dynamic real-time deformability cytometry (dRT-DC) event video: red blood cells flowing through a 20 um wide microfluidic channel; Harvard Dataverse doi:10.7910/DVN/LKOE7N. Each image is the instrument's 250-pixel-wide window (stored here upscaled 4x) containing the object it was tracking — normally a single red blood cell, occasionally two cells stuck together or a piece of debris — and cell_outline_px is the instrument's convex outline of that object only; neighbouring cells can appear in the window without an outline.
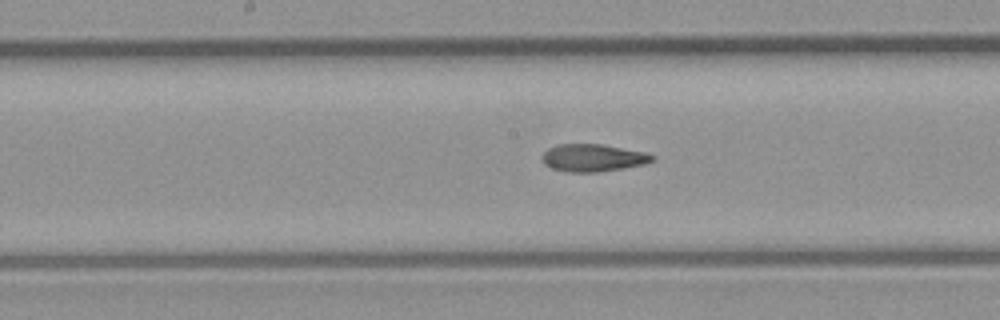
{"species": "common noctule bat (a hibernating species)", "species_latin": "Nyctalus noctula", "temperature_condition": "room temperature", "stored_images_in_passage": 41, "camera_frame_rate_fps": 3000, "um_per_image_px": 0.085, "animal": {"sex": "male", "body_mass_g": 23.1, "forearm_length_mm": 52.7}, "frame": {"image": 1, "passage_image": 24, "time_ms": 7.667, "image_size_px": [1000, 320], "cell_outline_px": [[656, 156], [652, 160], [644, 164], [624, 168], [596, 172], [568, 172], [552, 168], [544, 164], [540, 160], [540, 156], [548, 148], [560, 144], [600, 144], [644, 152]], "centroid_in_image_um": [50.35, 13.42], "position_along_channel_um": 197.9, "area_um2": 17.57}}
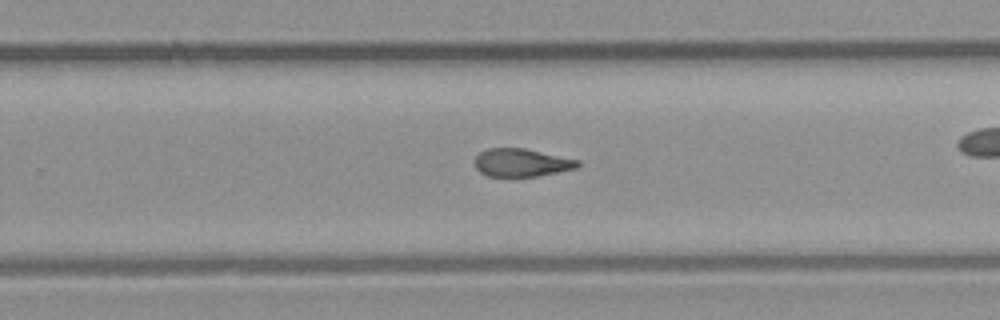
{"frame": {"image": 2, "passage_image": 30, "time_ms": 9.667, "image_size_px": [1000, 320], "cell_outline_px": [[580, 164], [576, 168], [536, 176], [488, 176], [480, 172], [476, 168], [476, 156], [480, 152], [488, 148], [524, 148], [580, 160]], "centroid_in_image_um": [44.33, 13.81], "position_along_channel_um": 285.5, "area_um2": 16.59}}